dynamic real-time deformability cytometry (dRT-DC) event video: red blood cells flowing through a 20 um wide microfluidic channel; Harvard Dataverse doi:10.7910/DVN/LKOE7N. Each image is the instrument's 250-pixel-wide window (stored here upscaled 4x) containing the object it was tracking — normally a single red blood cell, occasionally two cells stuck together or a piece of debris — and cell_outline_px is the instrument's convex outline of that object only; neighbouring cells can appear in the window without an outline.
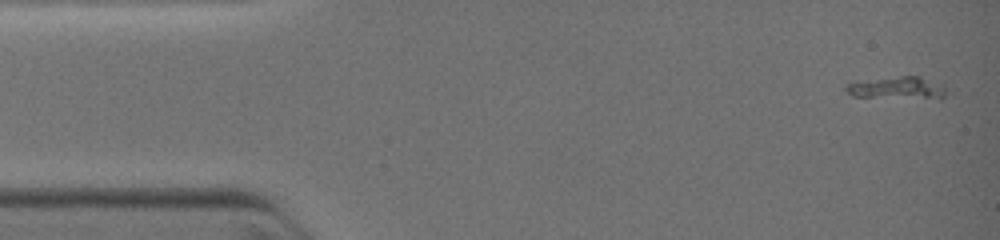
{"species": "common noctule bat (a hibernating species)", "species_latin": "Nyctalus noctula", "temperature_condition": "warm", "stored_images_in_passage": 18, "camera_frame_rate_fps": 3000, "um_per_image_px": 0.085, "animal": {"sex": "female", "body_mass_g": 19.0, "forearm_length_mm": 51.5}, "frame": {"image": 1, "passage_image": 1, "time_ms": 0.0, "image_size_px": [1000, 240], "cell_outline_px": [[944, 96], [940, 100], [852, 96], [844, 88], [844, 84], [904, 76], [920, 76], [944, 84]], "centroid_in_image_um": [76.36, 7.51], "position_along_channel_um": 8.6, "area_um2": 13.12}}
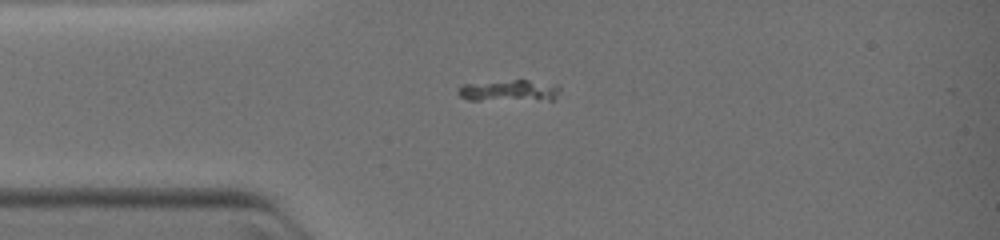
{"frame": {"image": 2, "passage_image": 6, "time_ms": 3.333, "image_size_px": [1000, 240], "cell_outline_px": [[560, 92], [556, 100], [468, 100], [460, 96], [460, 88], [464, 84], [512, 80], [528, 80], [556, 84], [560, 88]], "centroid_in_image_um": [43.39, 7.72], "position_along_channel_um": 41.6, "area_um2": 12.77}}